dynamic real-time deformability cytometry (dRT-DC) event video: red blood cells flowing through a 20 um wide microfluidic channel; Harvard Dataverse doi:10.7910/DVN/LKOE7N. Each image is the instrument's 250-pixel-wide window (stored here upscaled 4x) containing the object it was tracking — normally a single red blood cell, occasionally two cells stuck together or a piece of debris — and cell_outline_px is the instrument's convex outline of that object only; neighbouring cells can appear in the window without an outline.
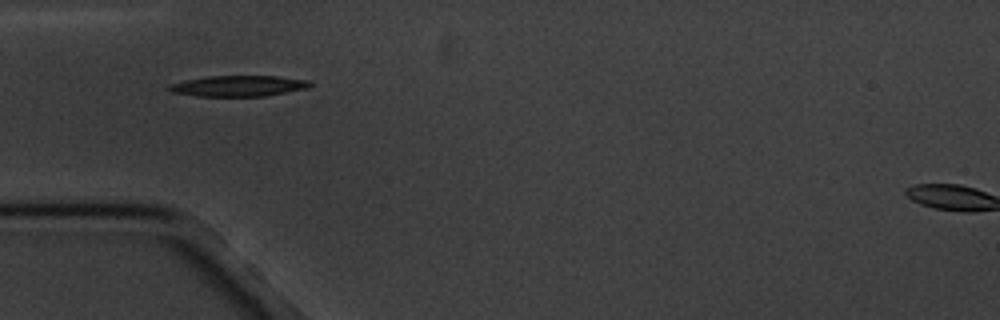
{"species": "common noctule bat (a hibernating species)", "species_latin": "Nyctalus noctula", "temperature_condition": "cold", "stored_images_in_passage": 3, "camera_frame_rate_fps": 3000, "um_per_image_px": 0.085, "animal": {"sex": "male", "body_mass_g": 20.1, "forearm_length_mm": 53.5}, "frame": {"image": 1, "passage_image": 2, "time_ms": 1.333, "image_size_px": [1000, 320], "cell_outline_px": [[312, 84], [308, 88], [264, 96], [196, 96], [172, 92], [168, 88], [168, 84], [184, 80], [208, 76], [280, 76], [312, 80]], "centroid_in_image_um": [20.29, 7.29], "position_along_channel_um": 64.7, "area_um2": 17.22}}
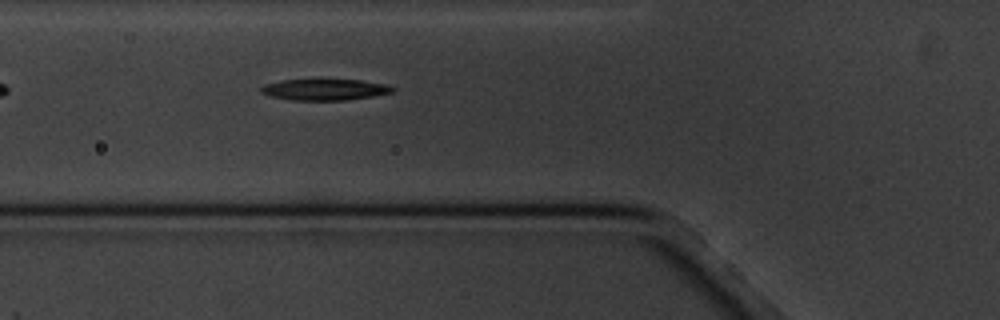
{"frame": {"image": 2, "passage_image": 3, "time_ms": 2.333, "image_size_px": [1000, 320], "cell_outline_px": [[396, 92], [372, 96], [344, 100], [288, 100], [268, 96], [260, 92], [260, 88], [264, 84], [284, 80], [316, 76], [320, 76], [360, 80], [384, 84], [396, 88]], "centroid_in_image_um": [27.56, 7.56], "position_along_channel_um": 98.2, "area_um2": 17.4}}